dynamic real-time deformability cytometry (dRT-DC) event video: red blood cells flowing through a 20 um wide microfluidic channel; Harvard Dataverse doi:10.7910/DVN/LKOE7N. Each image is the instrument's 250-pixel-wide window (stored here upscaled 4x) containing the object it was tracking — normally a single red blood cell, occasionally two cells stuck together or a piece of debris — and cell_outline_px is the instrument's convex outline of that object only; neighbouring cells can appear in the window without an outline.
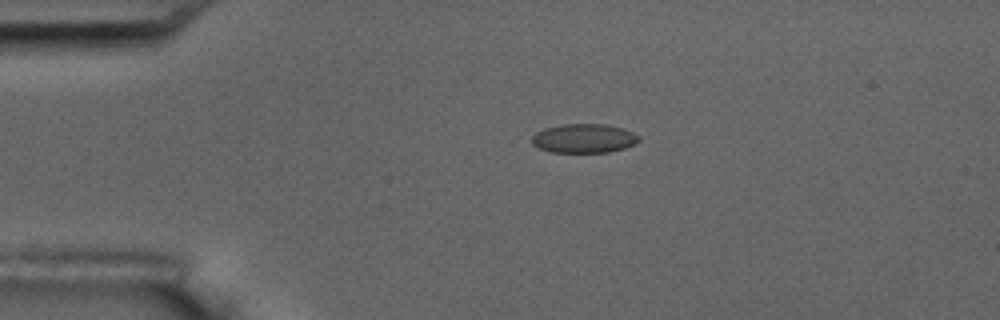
{"species": "common noctule bat (a hibernating species)", "species_latin": "Nyctalus noctula", "temperature_condition": "room temperature", "stored_images_in_passage": 2, "camera_frame_rate_fps": 3000, "um_per_image_px": 0.085, "animal": {"sex": "male", "body_mass_g": 17.5, "forearm_length_mm": 52.3}, "frame": {"image": 1, "passage_image": 1, "time_ms": 0.0, "image_size_px": [1000, 320], "cell_outline_px": [[640, 140], [624, 148], [608, 152], [552, 152], [540, 148], [532, 144], [532, 136], [536, 132], [544, 128], [560, 124], [608, 124], [624, 128], [640, 136]], "centroid_in_image_um": [49.63, 11.75], "position_along_channel_um": 35.4, "area_um2": 18.15}}